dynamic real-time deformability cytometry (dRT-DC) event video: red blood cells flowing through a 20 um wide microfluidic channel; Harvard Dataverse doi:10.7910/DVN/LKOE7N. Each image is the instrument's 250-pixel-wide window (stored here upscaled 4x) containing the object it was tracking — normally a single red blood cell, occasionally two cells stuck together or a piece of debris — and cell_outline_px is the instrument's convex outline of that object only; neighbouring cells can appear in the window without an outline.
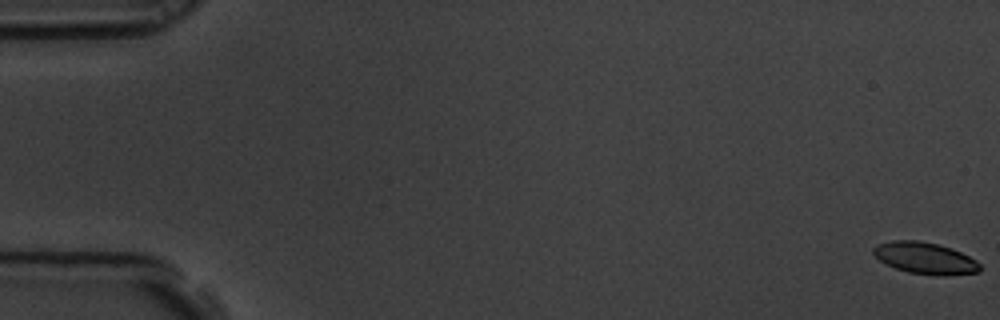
{"species": "common noctule bat (a hibernating species)", "species_latin": "Nyctalus noctula", "temperature_condition": "room temperature", "stored_images_in_passage": 61, "camera_frame_rate_fps": 3000, "um_per_image_px": 0.085, "animal": {"sex": "male", "body_mass_g": 19.5, "forearm_length_mm": 54.6}, "frame": {"image": 1, "passage_image": 1, "time_ms": 0.0, "image_size_px": [1000, 320], "cell_outline_px": [[980, 272], [944, 276], [908, 272], [896, 268], [880, 260], [872, 252], [872, 248], [876, 244], [892, 240], [916, 240], [936, 244], [952, 248], [976, 260], [980, 264]], "centroid_in_image_um": [78.63, 21.94], "position_along_channel_um": 6.4, "area_um2": 19.54}}
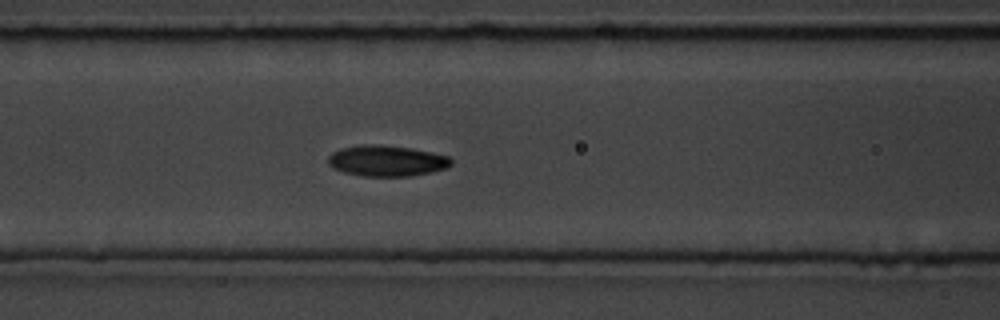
{"frame": {"image": 2, "passage_image": 26, "time_ms": 8.333, "image_size_px": [1000, 320], "cell_outline_px": [[452, 164], [448, 168], [432, 172], [412, 176], [364, 176], [344, 172], [328, 164], [328, 156], [332, 152], [340, 148], [364, 144], [380, 144], [412, 148], [432, 152], [448, 156], [452, 160]], "centroid_in_image_um": [32.9, 13.66], "position_along_channel_um": 133.7, "area_um2": 22.31}}
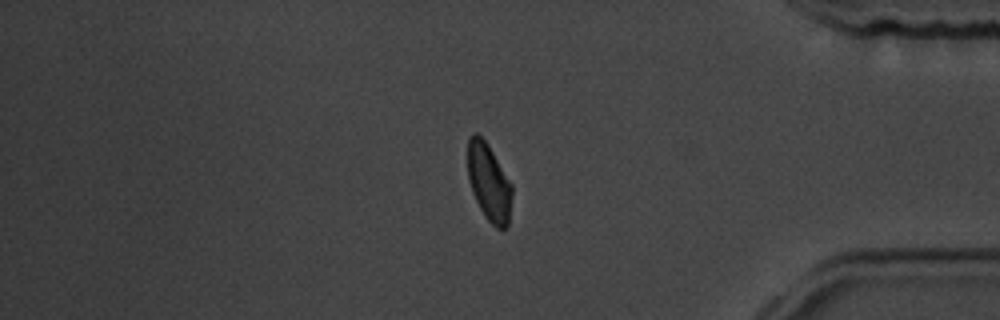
{"frame": {"image": 3, "passage_image": 51, "time_ms": 16.667, "image_size_px": [1000, 320], "cell_outline_px": [[512, 196], [508, 224], [504, 228], [496, 228], [488, 220], [480, 208], [472, 192], [468, 180], [468, 136], [472, 132], [476, 132], [488, 144], [512, 184]], "centroid_in_image_um": [41.55, 15.47], "position_along_channel_um": 393.7, "area_um2": 19.94}, "authors_computed_cell_mechanics": {"area_um2": 20.7502, "velocity_mm_per_s": 3.4508, "shape_relaxation_time_tau1_ms": 4.1848, "shape_relaxation_time_tau2_ms": 3.5771, "deformation_change_tau1": 0.1245, "deformation_change_tau2": 0.0798}}